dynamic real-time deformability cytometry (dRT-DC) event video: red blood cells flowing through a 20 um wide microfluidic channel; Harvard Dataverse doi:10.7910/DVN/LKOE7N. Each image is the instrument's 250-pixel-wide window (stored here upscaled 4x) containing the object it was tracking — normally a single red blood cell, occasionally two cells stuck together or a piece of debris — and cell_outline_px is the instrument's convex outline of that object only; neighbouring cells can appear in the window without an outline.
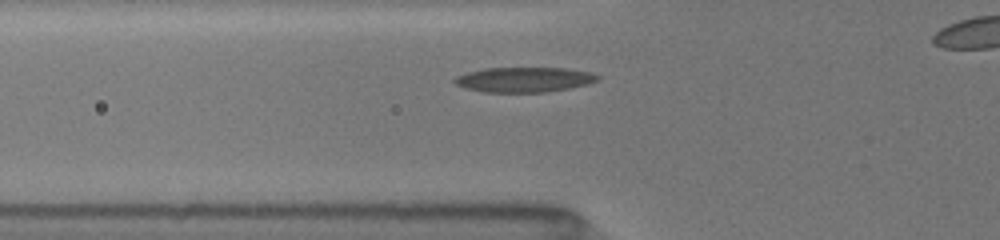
{"species": "common noctule bat (a hibernating species)", "species_latin": "Nyctalus noctula", "temperature_condition": "room temperature", "stored_images_in_passage": 33, "camera_frame_rate_fps": 3000, "um_per_image_px": 0.085, "animal": {"sex": "female", "body_mass_g": 19.5, "forearm_length_mm": 54.1}, "frame": {"image": 1, "passage_image": 2, "time_ms": 0.333, "image_size_px": [1000, 240], "cell_outline_px": [[600, 80], [588, 84], [568, 88], [544, 92], [484, 92], [464, 88], [456, 84], [452, 80], [456, 76], [468, 72], [484, 68], [564, 68], [588, 72], [600, 76]], "centroid_in_image_um": [44.53, 6.77], "position_along_channel_um": 81.3, "area_um2": 20.75}}
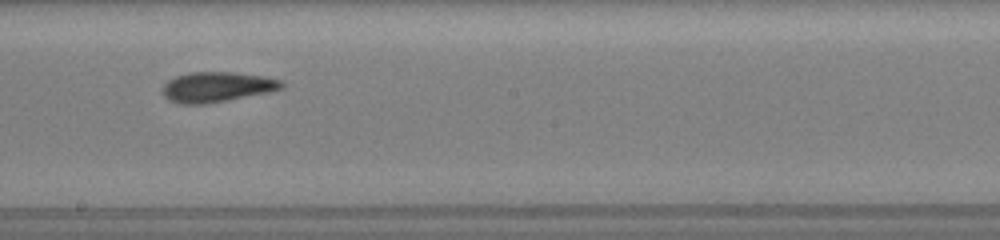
{"frame": {"image": 2, "passage_image": 14, "time_ms": 4.0, "image_size_px": [1000, 240], "cell_outline_px": [[284, 88], [268, 92], [208, 104], [180, 104], [168, 100], [164, 96], [160, 88], [168, 80], [176, 76], [188, 72], [232, 72], [264, 76], [280, 80], [284, 84]], "centroid_in_image_um": [18.39, 7.39], "position_along_channel_um": 229.8, "area_um2": 21.1}}
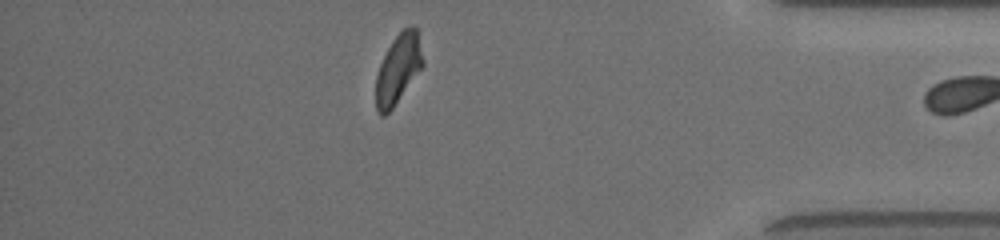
{"frame": {"image": 3, "passage_image": 32, "time_ms": 9.0, "image_size_px": [1000, 240], "cell_outline_px": [[424, 64], [392, 108], [384, 116], [380, 116], [376, 112], [376, 76], [380, 64], [392, 40], [404, 28], [412, 24], [416, 28], [424, 60]], "centroid_in_image_um": [33.83, 5.85], "position_along_channel_um": 401.4, "area_um2": 18.73}}